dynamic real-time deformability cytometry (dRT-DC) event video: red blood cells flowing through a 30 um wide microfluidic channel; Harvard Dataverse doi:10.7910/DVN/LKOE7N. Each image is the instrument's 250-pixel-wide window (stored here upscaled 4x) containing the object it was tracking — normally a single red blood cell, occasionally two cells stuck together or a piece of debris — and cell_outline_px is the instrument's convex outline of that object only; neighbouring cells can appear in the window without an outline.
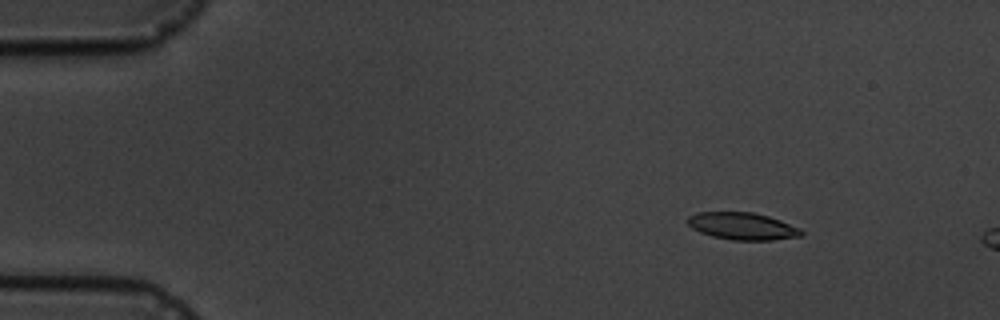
{"species": "common noctule bat (a hibernating species)", "species_latin": "Nyctalus noctula", "temperature_condition": "cold", "stored_images_in_passage": 4, "camera_frame_rate_fps": 3000, "um_per_image_px": 0.085, "animal": {"sex": "male", "body_mass_g": 19.5, "forearm_length_mm": 54.6}, "frame": {"image": 1, "passage_image": 2, "time_ms": 1.0, "image_size_px": [1000, 320], "cell_outline_px": [[804, 236], [772, 240], [732, 240], [712, 236], [700, 232], [692, 228], [688, 224], [688, 216], [696, 212], [752, 212], [768, 216], [780, 220], [800, 228], [804, 232]], "centroid_in_image_um": [63.12, 19.22], "position_along_channel_um": 21.9, "area_um2": 18.09}}